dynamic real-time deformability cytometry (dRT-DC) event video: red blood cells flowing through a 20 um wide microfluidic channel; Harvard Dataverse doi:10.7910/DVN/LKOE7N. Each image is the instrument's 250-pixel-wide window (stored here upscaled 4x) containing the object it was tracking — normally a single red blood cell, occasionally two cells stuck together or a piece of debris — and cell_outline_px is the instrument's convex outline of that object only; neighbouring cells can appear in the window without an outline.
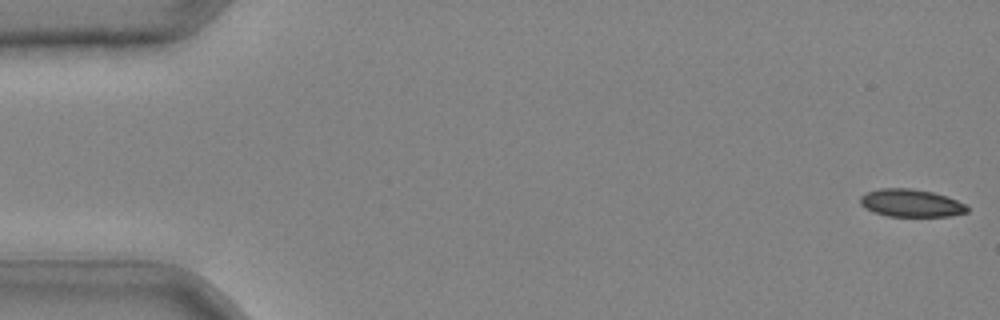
{"species": "common noctule bat (a hibernating species)", "species_latin": "Nyctalus noctula", "temperature_condition": "cold", "stored_images_in_passage": 42, "camera_frame_rate_fps": 3000, "um_per_image_px": 0.085, "animal": {"sex": "male", "body_mass_g": 20.4}, "frame": {"image": 1, "passage_image": 1, "time_ms": 0.0, "image_size_px": [1000, 320], "cell_outline_px": [[968, 212], [952, 216], [888, 216], [872, 212], [864, 208], [860, 204], [860, 196], [868, 192], [880, 188], [912, 188], [932, 192], [948, 196], [964, 204], [968, 208]], "centroid_in_image_um": [77.42, 17.26], "position_along_channel_um": 7.6, "area_um2": 17.34}}
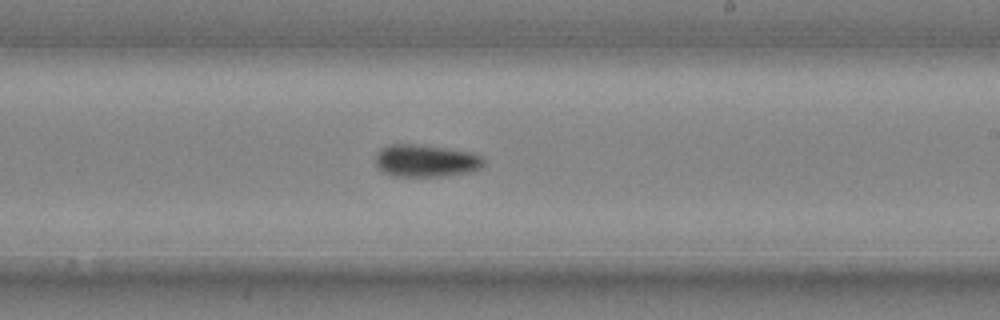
{"frame": {"image": 2, "passage_image": 26, "time_ms": 8.333, "image_size_px": [1000, 320], "cell_outline_px": [[484, 164], [480, 168], [472, 172], [444, 176], [396, 176], [384, 172], [376, 168], [376, 152], [380, 148], [388, 144], [416, 144], [448, 148], [472, 152], [484, 156]], "centroid_in_image_um": [36.21, 13.65], "position_along_channel_um": 252.8, "area_um2": 20.75}}
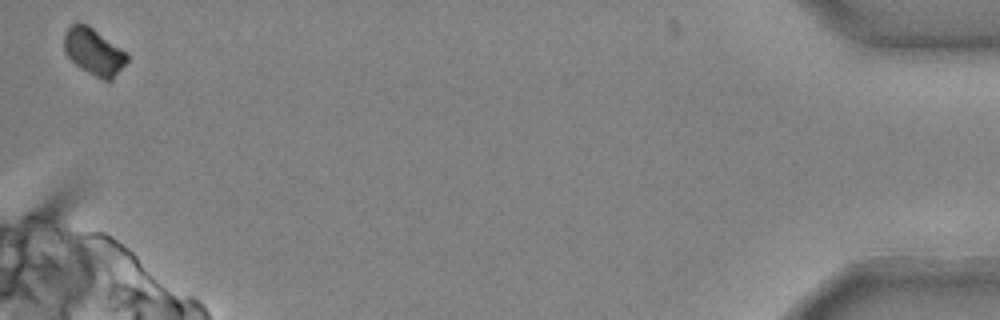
{"frame": {"image": 3, "passage_image": 42, "time_ms": 13.667, "image_size_px": [1000, 320], "cell_outline_px": [[128, 60], [112, 80], [104, 80], [80, 68], [64, 52], [64, 32], [72, 24], [88, 24], [128, 52]], "centroid_in_image_um": [7.99, 4.38], "position_along_channel_um": 427.2, "area_um2": 17.11}}